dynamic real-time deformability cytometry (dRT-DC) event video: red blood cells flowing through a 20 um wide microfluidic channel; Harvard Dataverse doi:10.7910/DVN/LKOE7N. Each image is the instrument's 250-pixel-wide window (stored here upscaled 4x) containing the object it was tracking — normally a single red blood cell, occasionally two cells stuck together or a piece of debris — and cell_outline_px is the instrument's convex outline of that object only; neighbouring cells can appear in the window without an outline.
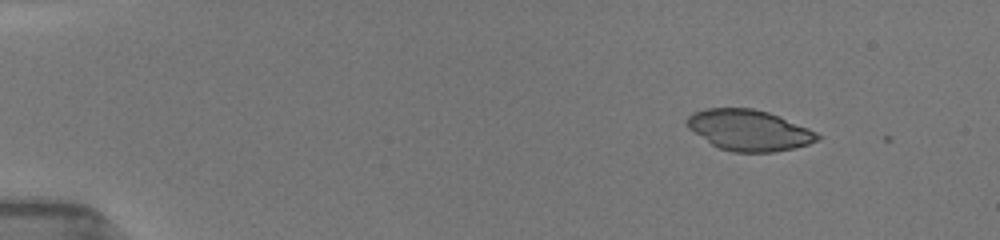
{"species": "common noctule bat (a hibernating species)", "species_latin": "Nyctalus noctula", "temperature_condition": "room temperature", "stored_images_in_passage": 3, "camera_frame_rate_fps": 3000, "um_per_image_px": 0.085, "animal": {"sex": "female", "body_mass_g": 19.5, "forearm_length_mm": 54.1}, "frame": {"image": 1, "passage_image": 1, "time_ms": 0.0, "image_size_px": [1000, 240], "cell_outline_px": [[824, 136], [820, 140], [796, 148], [772, 152], [732, 152], [720, 148], [712, 144], [688, 128], [688, 116], [692, 112], [704, 108], [752, 108], [768, 112], [780, 116], [808, 128]], "centroid_in_image_um": [63.71, 11.06], "position_along_channel_um": 21.3, "area_um2": 31.1}}